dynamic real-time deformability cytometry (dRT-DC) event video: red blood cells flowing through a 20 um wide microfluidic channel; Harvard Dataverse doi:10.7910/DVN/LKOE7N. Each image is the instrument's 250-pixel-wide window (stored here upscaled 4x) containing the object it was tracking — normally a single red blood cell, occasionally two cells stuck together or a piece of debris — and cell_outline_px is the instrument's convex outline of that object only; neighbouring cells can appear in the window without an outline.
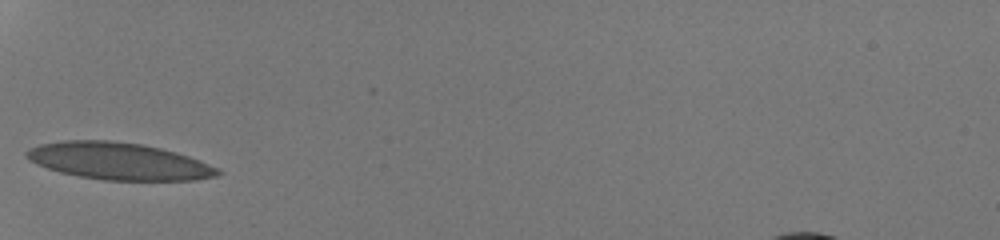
{"species": "human", "species_latin": "Homo sapiens", "temperature_condition": "room temperature", "stored_images_in_passage": 25, "camera_frame_rate_fps": 3000, "um_per_image_px": 0.085, "donor": {"sex": "male"}, "frame": {"image": 1, "passage_image": 1, "time_ms": 0.0, "image_size_px": [1000, 240], "cell_outline_px": [[224, 172], [220, 176], [196, 180], [104, 180], [76, 176], [60, 172], [36, 164], [28, 160], [24, 156], [24, 152], [28, 148], [40, 144], [64, 140], [108, 140], [140, 144], [160, 148], [176, 152], [200, 160], [220, 168]], "centroid_in_image_um": [10.1, 13.7], "position_along_channel_um": 74.9, "area_um2": 41.67}}
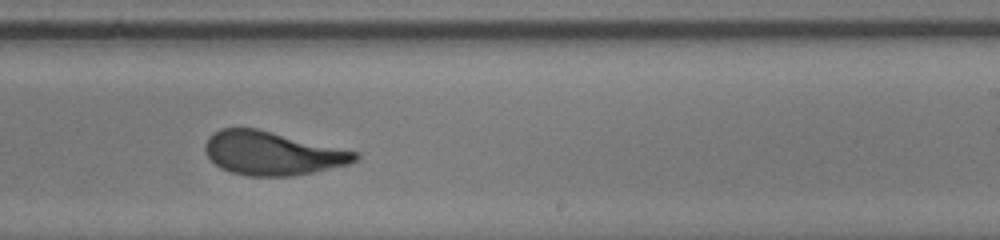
{"frame": {"image": 2, "passage_image": 15, "time_ms": 4.667, "image_size_px": [1000, 240], "cell_outline_px": [[360, 156], [356, 160], [348, 164], [312, 172], [292, 176], [248, 176], [232, 172], [220, 168], [204, 152], [204, 144], [208, 136], [212, 132], [220, 128], [256, 128], [360, 152]], "centroid_in_image_um": [23.12, 13.02], "position_along_channel_um": 265.9, "area_um2": 38.15}}
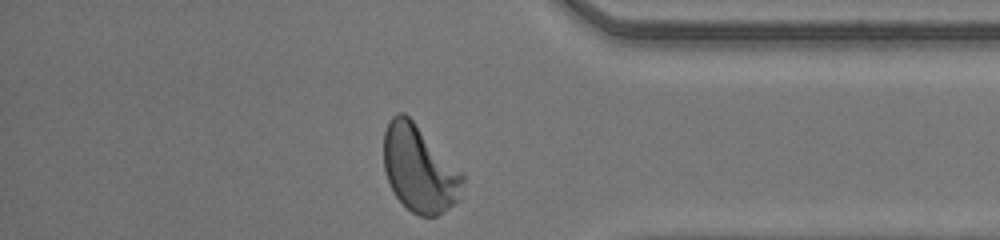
{"frame": {"image": 3, "passage_image": 25, "time_ms": 8.0, "image_size_px": [1000, 240], "cell_outline_px": [[464, 180], [460, 200], [436, 216], [420, 216], [412, 212], [396, 196], [388, 180], [384, 168], [384, 132], [388, 120], [396, 112], [404, 112], [464, 172]], "centroid_in_image_um": [35.67, 14.33], "position_along_channel_um": 399.5, "area_um2": 40.0}, "authors_computed_cell_mechanics": {"area_um2": 39.015, "velocity_mm_per_s": 4.2449, "shape_relaxation_time_tau1_ms": 4.7079, "shape_relaxation_time_tau2_ms": 0.7072, "deformation_change_tau1": 0.202, "deformation_change_tau2": 0.0728}}